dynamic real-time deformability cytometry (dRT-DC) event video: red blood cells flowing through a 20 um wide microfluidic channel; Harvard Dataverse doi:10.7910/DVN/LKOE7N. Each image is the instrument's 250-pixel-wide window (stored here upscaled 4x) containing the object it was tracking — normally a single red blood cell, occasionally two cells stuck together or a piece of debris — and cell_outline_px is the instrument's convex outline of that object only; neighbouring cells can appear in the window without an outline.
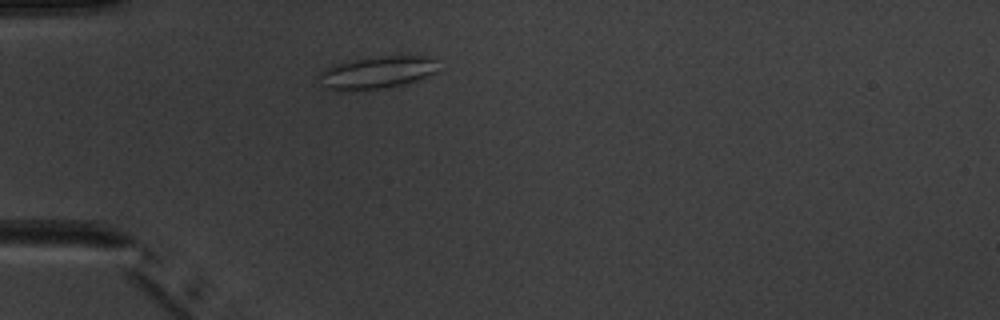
{"species": "common noctule bat (a hibernating species)", "species_latin": "Nyctalus noctula", "temperature_condition": "warm", "stored_images_in_passage": 2, "camera_frame_rate_fps": 3000, "um_per_image_px": 0.085, "animal": {"sex": "male", "body_mass_g": 20.1, "forearm_length_mm": 53.5}, "frame": {"image": 1, "passage_image": 2, "time_ms": 1.0, "image_size_px": [1000, 320], "cell_outline_px": [[436, 72], [416, 80], [400, 84], [380, 88], [336, 92], [324, 88], [320, 76], [320, 72], [332, 64], [348, 60], [376, 56], [432, 56], [436, 60]], "centroid_in_image_um": [31.98, 6.15], "position_along_channel_um": 53.0, "area_um2": 22.54}}